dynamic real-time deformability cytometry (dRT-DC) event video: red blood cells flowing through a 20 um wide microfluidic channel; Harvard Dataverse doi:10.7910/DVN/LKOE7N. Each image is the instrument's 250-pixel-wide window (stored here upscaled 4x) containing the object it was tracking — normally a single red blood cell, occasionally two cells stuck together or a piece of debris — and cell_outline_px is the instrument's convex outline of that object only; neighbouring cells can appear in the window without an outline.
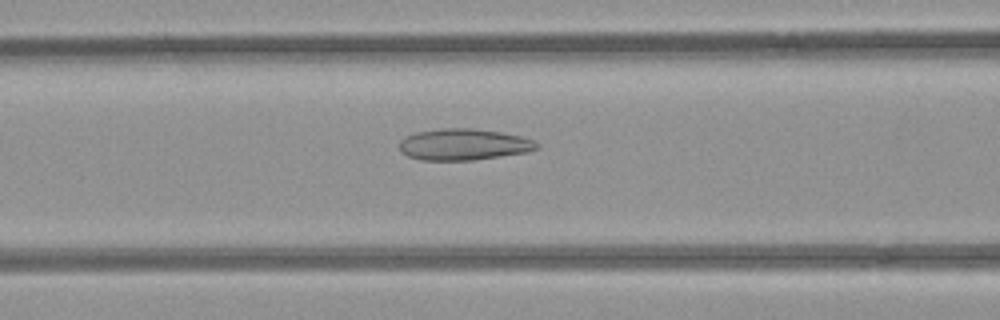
{"species": "common noctule bat (a hibernating species)", "species_latin": "Nyctalus noctula", "temperature_condition": "room temperature", "stored_images_in_passage": 53, "camera_frame_rate_fps": 3000, "um_per_image_px": 0.085, "animal": {"sex": "female", "body_mass_g": 21.9}, "frame": {"image": 1, "passage_image": 22, "time_ms": 7.0, "image_size_px": [1000, 320], "cell_outline_px": [[540, 148], [528, 152], [472, 160], [420, 160], [408, 156], [400, 152], [400, 140], [404, 136], [416, 132], [440, 128], [472, 128], [500, 132], [520, 136], [532, 140], [540, 144]], "centroid_in_image_um": [39.39, 12.28], "position_along_channel_um": 127.2, "area_um2": 25.26}}
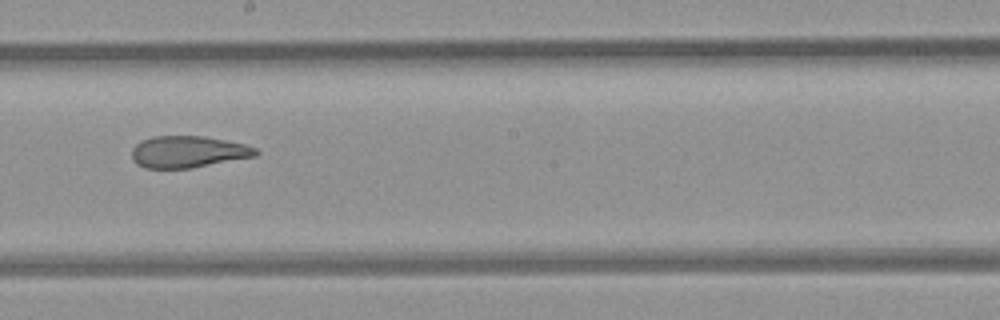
{"frame": {"image": 2, "passage_image": 30, "time_ms": 9.667, "image_size_px": [1000, 320], "cell_outline_px": [[260, 152], [256, 156], [192, 168], [144, 168], [136, 164], [132, 160], [132, 148], [140, 140], [152, 136], [204, 136], [244, 144], [256, 148]], "centroid_in_image_um": [15.96, 12.9], "position_along_channel_um": 232.2, "area_um2": 23.06}}
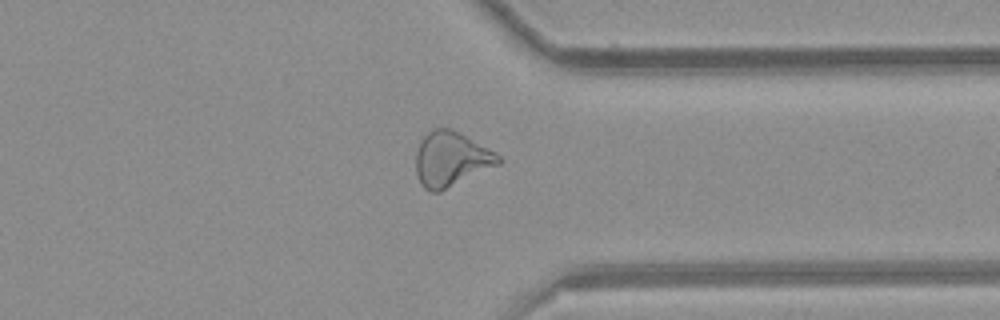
{"frame": {"image": 3, "passage_image": 41, "time_ms": 13.333, "image_size_px": [1000, 320], "cell_outline_px": [[504, 160], [500, 164], [440, 192], [428, 192], [420, 184], [416, 172], [416, 152], [420, 140], [432, 128], [452, 128], [496, 152]], "centroid_in_image_um": [38.34, 13.53], "position_along_channel_um": 373.1, "area_um2": 26.65}, "authors_computed_cell_mechanics": {"area_um2": 26.877, "velocity_mm_per_s": 3.9289, "shape_relaxation_time_tau1_ms": null, "shape_relaxation_time_tau2_ms": 2.3168, "deformation_change_tau1": null, "deformation_change_tau2": 0.1152}}